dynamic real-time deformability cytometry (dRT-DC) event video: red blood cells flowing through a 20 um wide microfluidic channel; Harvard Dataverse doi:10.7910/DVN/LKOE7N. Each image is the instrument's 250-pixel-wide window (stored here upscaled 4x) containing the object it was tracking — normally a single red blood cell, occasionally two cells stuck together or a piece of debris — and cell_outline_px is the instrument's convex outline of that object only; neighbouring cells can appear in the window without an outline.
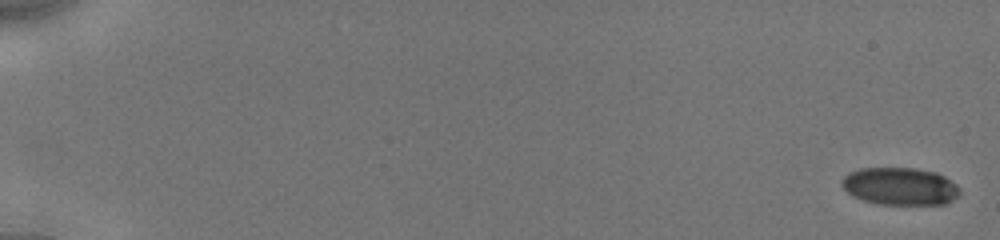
{"species": "human", "species_latin": "Homo sapiens", "temperature_condition": "cold", "stored_images_in_passage": 17, "camera_frame_rate_fps": 3000, "um_per_image_px": 0.085, "donor": {"sex": "male"}, "frame": {"image": 1, "passage_image": 1, "time_ms": 0.0, "image_size_px": [1000, 240], "cell_outline_px": [[960, 192], [952, 200], [944, 204], [876, 204], [852, 196], [840, 184], [840, 180], [848, 172], [860, 168], [912, 168], [936, 172], [944, 176], [956, 184], [960, 188]], "centroid_in_image_um": [76.47, 15.83], "position_along_channel_um": 8.5, "area_um2": 25.84}}
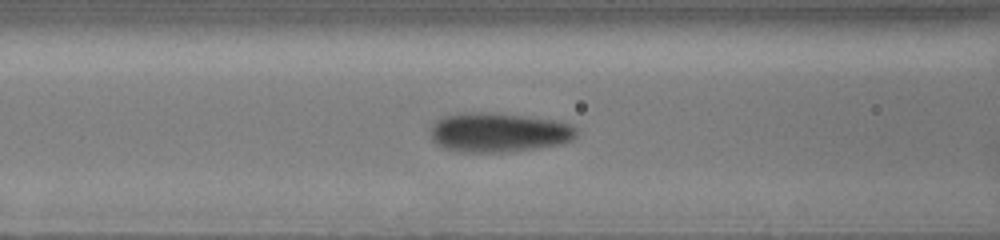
{"frame": {"image": 2, "passage_image": 15, "time_ms": 8.0, "image_size_px": [1000, 240], "cell_outline_px": [[576, 136], [572, 140], [560, 144], [536, 148], [508, 152], [460, 152], [444, 148], [436, 144], [432, 140], [428, 128], [436, 120], [444, 116], [460, 112], [484, 112], [524, 116], [552, 120], [568, 124], [576, 128]], "centroid_in_image_um": [42.3, 11.26], "position_along_channel_um": 124.3, "area_um2": 33.64}}
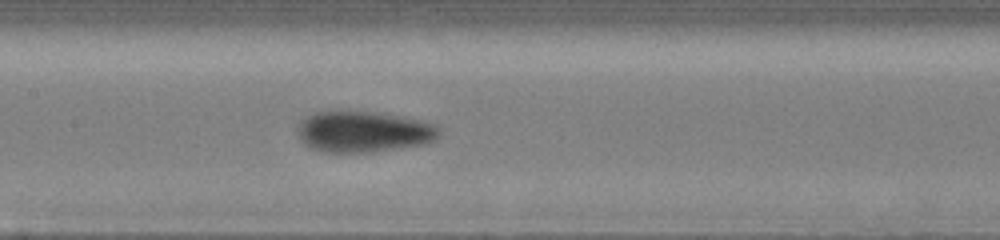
{"frame": {"image": 3, "passage_image": 17, "time_ms": 9.333, "image_size_px": [1000, 240], "cell_outline_px": [[440, 136], [436, 140], [424, 144], [372, 152], [320, 152], [304, 144], [300, 140], [300, 120], [316, 112], [372, 112], [404, 116], [436, 124], [440, 128]], "centroid_in_image_um": [30.96, 11.21], "position_along_channel_um": 176.4, "area_um2": 33.76}}